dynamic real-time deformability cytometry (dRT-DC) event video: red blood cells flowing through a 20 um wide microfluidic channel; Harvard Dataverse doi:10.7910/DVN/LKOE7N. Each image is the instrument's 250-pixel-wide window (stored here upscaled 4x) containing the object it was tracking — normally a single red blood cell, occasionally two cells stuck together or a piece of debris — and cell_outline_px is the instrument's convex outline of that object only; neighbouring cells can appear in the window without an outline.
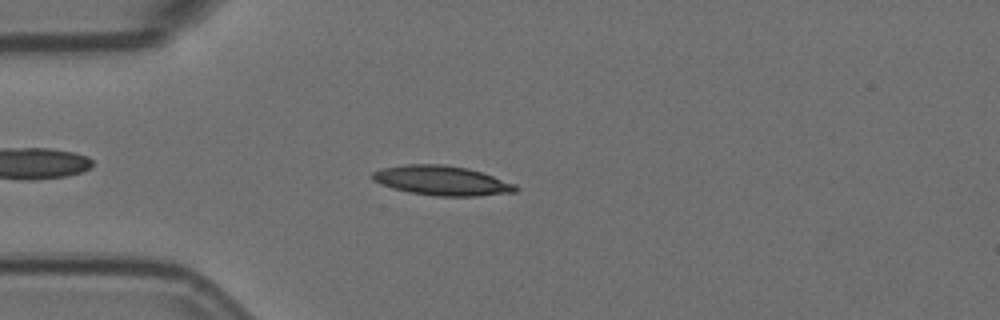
{"species": "Egyptian fruit bat (a non-hibernating species)", "species_latin": "Rousettus aegyptiacus", "temperature_condition": "room temperature", "stored_images_in_passage": 55, "camera_frame_rate_fps": 3000, "um_per_image_px": 0.085, "animal": {"sex": "female"}, "frame": {"image": 1, "passage_image": 13, "time_ms": 4.0, "image_size_px": [1000, 320], "cell_outline_px": [[520, 188], [516, 192], [480, 196], [436, 196], [408, 192], [392, 188], [380, 184], [372, 180], [372, 172], [384, 168], [408, 164], [444, 164], [468, 168], [516, 184]], "centroid_in_image_um": [37.57, 15.36], "position_along_channel_um": 47.4, "area_um2": 24.74}}
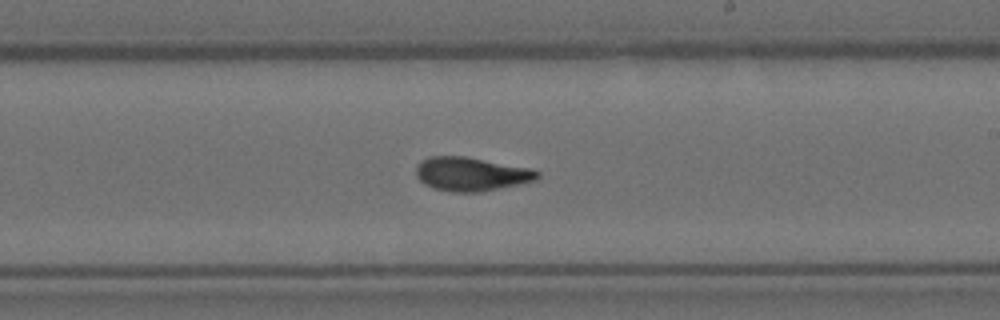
{"frame": {"image": 2, "passage_image": 31, "time_ms": 10.0, "image_size_px": [1000, 320], "cell_outline_px": [[540, 176], [536, 180], [520, 184], [480, 192], [452, 192], [432, 188], [424, 184], [416, 176], [416, 164], [420, 160], [428, 156], [464, 156], [532, 168], [540, 172]], "centroid_in_image_um": [40.04, 14.79], "position_along_channel_um": 249.0, "area_um2": 24.16}}
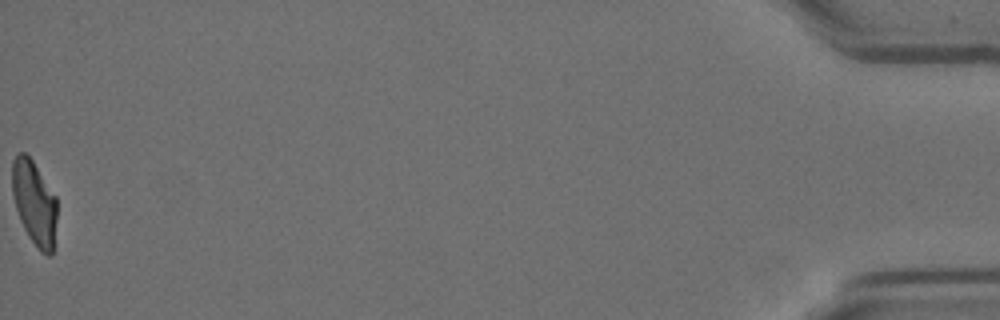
{"frame": {"image": 3, "passage_image": 55, "time_ms": 18.0, "image_size_px": [1000, 320], "cell_outline_px": [[56, 220], [52, 256], [48, 256], [40, 252], [36, 248], [28, 236], [20, 220], [16, 208], [12, 192], [12, 160], [20, 152], [24, 152], [32, 160], [56, 196]], "centroid_in_image_um": [2.92, 17.27], "position_along_channel_um": 432.3, "area_um2": 22.02}, "authors_computed_cell_mechanics": {"area_um2": 23.0622, "velocity_mm_per_s": 3.5831, "shape_relaxation_time_tau1_ms": 6.8871, "shape_relaxation_time_tau2_ms": 2.2275, "deformation_change_tau1": 0.2352, "deformation_change_tau2": 0.0802}}